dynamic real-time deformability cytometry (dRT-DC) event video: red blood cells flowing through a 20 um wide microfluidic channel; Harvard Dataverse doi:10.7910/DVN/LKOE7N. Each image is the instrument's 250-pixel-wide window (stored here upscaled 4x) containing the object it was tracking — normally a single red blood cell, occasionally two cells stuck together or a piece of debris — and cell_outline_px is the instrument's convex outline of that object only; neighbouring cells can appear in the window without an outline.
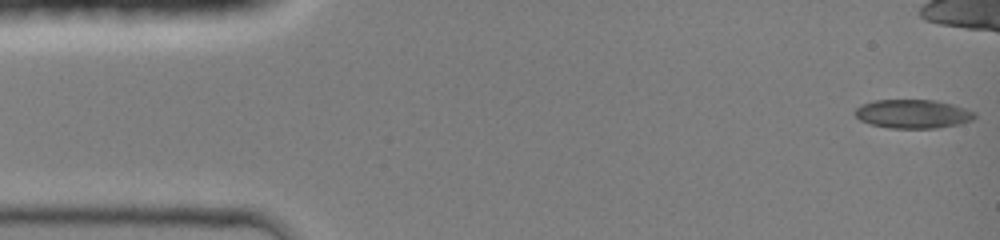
{"species": "common noctule bat (a hibernating species)", "species_latin": "Nyctalus noctula", "temperature_condition": "room temperature", "stored_images_in_passage": 37, "camera_frame_rate_fps": 3000, "um_per_image_px": 0.085, "animal": {"sex": "female", "body_mass_g": 19.0, "forearm_length_mm": 51.5}, "frame": {"image": 1, "passage_image": 1, "time_ms": 0.0, "image_size_px": [1000, 240], "cell_outline_px": [[976, 116], [972, 120], [960, 124], [936, 128], [888, 128], [872, 124], [860, 120], [852, 112], [860, 104], [872, 100], [936, 100], [952, 104], [976, 112]], "centroid_in_image_um": [77.57, 9.67], "position_along_channel_um": 7.4, "area_um2": 20.23}}
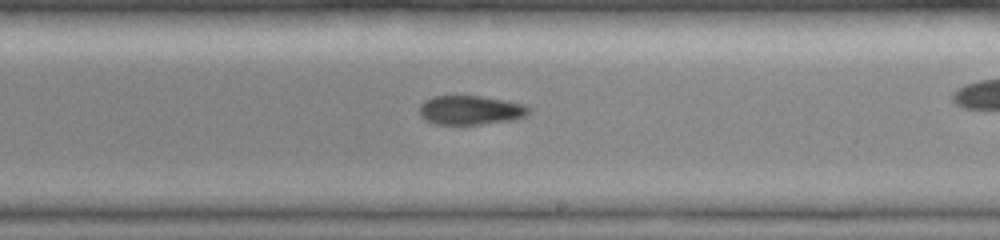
{"frame": {"image": 2, "passage_image": 26, "time_ms": 8.333, "image_size_px": [1000, 240], "cell_outline_px": [[532, 112], [524, 116], [512, 120], [480, 124], [436, 124], [424, 120], [420, 116], [420, 104], [424, 100], [432, 96], [480, 96], [504, 100], [524, 104], [532, 108]], "centroid_in_image_um": [39.99, 9.36], "position_along_channel_um": 249.0, "area_um2": 18.67}}
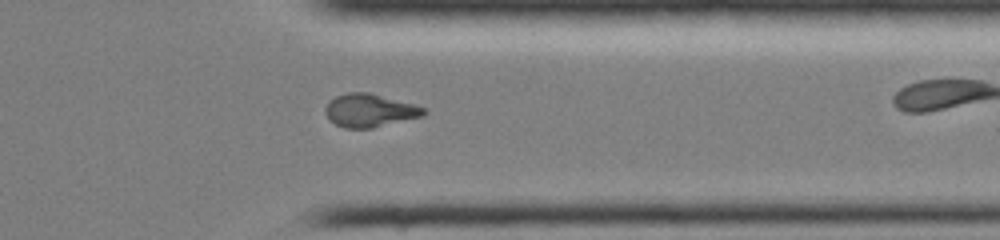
{"frame": {"image": 3, "passage_image": 35, "time_ms": 11.333, "image_size_px": [1000, 240], "cell_outline_px": [[428, 112], [424, 116], [372, 128], [344, 128], [328, 120], [324, 112], [324, 108], [328, 100], [336, 96], [348, 92], [368, 92], [412, 104], [424, 108]], "centroid_in_image_um": [31.38, 9.39], "position_along_channel_um": 380.0, "area_um2": 19.07}}